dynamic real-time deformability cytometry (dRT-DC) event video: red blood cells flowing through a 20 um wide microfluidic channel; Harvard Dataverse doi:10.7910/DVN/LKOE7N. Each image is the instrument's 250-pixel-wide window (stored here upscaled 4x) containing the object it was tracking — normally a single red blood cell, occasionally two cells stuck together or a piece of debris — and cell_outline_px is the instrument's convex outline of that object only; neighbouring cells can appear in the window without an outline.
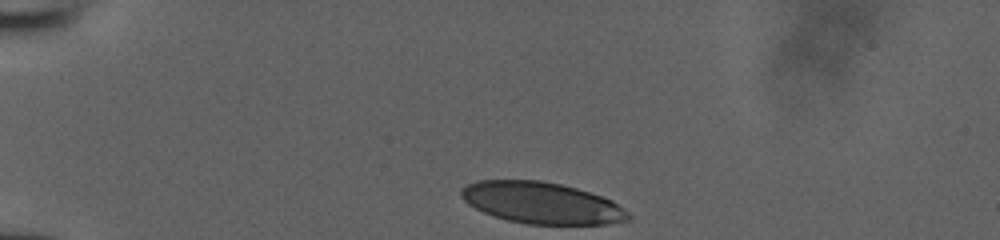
{"species": "human", "species_latin": "Homo sapiens", "temperature_condition": "room temperature", "stored_images_in_passage": 32, "camera_frame_rate_fps": 3000, "um_per_image_px": 0.085, "donor": {"sex": "male"}, "frame": {"image": 1, "passage_image": 1, "time_ms": 0.0, "image_size_px": [1000, 240], "cell_outline_px": [[632, 220], [604, 224], [528, 224], [508, 220], [484, 212], [468, 204], [460, 196], [460, 188], [476, 180], [540, 180], [560, 184], [576, 188], [612, 200], [628, 212], [632, 216]], "centroid_in_image_um": [46.04, 17.24], "position_along_channel_um": 39.0, "area_um2": 40.29}}
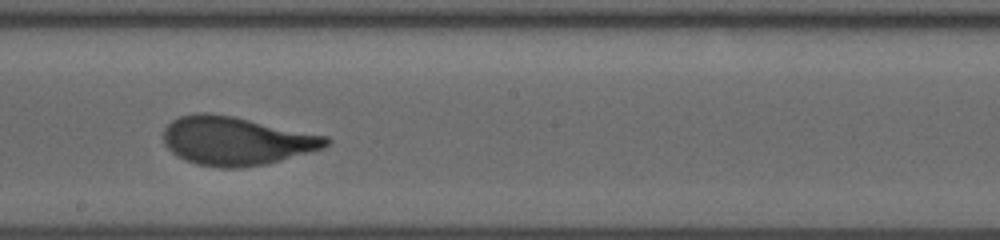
{"frame": {"image": 2, "passage_image": 19, "time_ms": 6.0, "image_size_px": [1000, 240], "cell_outline_px": [[332, 140], [324, 148], [280, 160], [264, 164], [240, 168], [220, 168], [196, 164], [184, 160], [176, 156], [164, 144], [164, 128], [172, 120], [180, 116], [196, 112], [208, 112], [232, 116], [328, 136]], "centroid_in_image_um": [20.05, 11.97], "position_along_channel_um": 228.1, "area_um2": 46.01}}
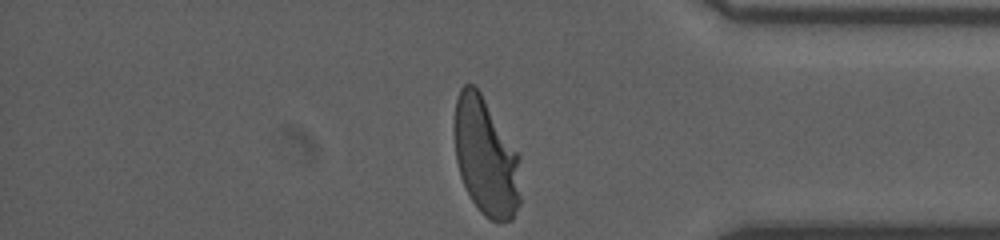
{"frame": {"image": 3, "passage_image": 32, "time_ms": 10.333, "image_size_px": [1000, 240], "cell_outline_px": [[520, 204], [512, 220], [492, 220], [484, 216], [480, 212], [472, 200], [460, 176], [456, 160], [452, 128], [456, 100], [460, 88], [464, 84], [472, 84], [480, 92], [520, 156]], "centroid_in_image_um": [41.28, 13.33], "position_along_channel_um": 393.9, "area_um2": 45.78}}